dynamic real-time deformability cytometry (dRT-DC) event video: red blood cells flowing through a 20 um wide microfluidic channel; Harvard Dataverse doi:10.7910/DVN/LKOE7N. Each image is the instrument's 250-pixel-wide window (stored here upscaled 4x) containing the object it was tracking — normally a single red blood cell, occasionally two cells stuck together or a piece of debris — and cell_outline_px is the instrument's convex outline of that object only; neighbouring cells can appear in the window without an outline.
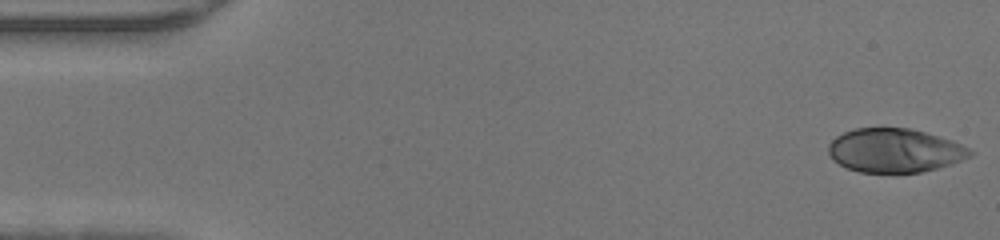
{"species": "human", "species_latin": "Homo sapiens", "temperature_condition": "warm", "stored_images_in_passage": 46, "camera_frame_rate_fps": 3000, "um_per_image_px": 0.085, "donor": {"sex": "male"}, "frame": {"image": 1, "passage_image": 1, "time_ms": 0.0, "image_size_px": [1000, 240], "cell_outline_px": [[976, 152], [972, 156], [952, 164], [920, 172], [860, 172], [848, 168], [832, 160], [828, 152], [828, 144], [836, 136], [844, 132], [856, 128], [908, 128], [924, 132], [952, 140]], "centroid_in_image_um": [76.05, 12.79], "position_along_channel_um": 8.9, "area_um2": 36.13}}
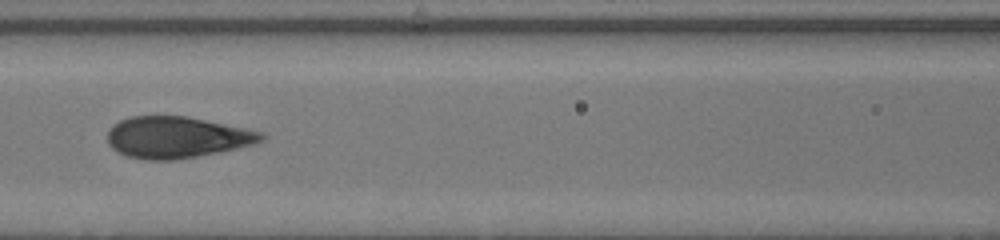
{"frame": {"image": 2, "passage_image": 20, "time_ms": 6.333, "image_size_px": [1000, 240], "cell_outline_px": [[268, 136], [264, 140], [256, 144], [196, 156], [172, 160], [144, 160], [128, 156], [112, 148], [108, 144], [108, 132], [112, 124], [120, 120], [132, 116], [184, 116], [264, 132]], "centroid_in_image_um": [15.03, 11.67], "position_along_channel_um": 151.6, "area_um2": 36.93}}
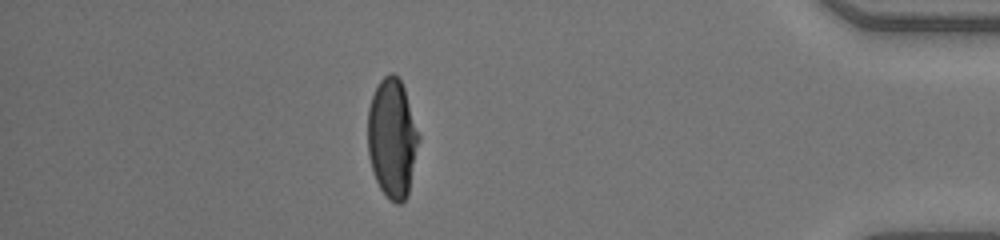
{"frame": {"image": 3, "passage_image": 40, "time_ms": 13.0, "image_size_px": [1000, 240], "cell_outline_px": [[420, 140], [408, 196], [400, 204], [396, 204], [380, 188], [376, 180], [368, 156], [368, 108], [372, 96], [380, 80], [388, 72], [392, 72], [400, 80], [404, 88], [420, 136]], "centroid_in_image_um": [33.35, 11.75], "position_along_channel_um": 401.9, "area_um2": 35.43}}